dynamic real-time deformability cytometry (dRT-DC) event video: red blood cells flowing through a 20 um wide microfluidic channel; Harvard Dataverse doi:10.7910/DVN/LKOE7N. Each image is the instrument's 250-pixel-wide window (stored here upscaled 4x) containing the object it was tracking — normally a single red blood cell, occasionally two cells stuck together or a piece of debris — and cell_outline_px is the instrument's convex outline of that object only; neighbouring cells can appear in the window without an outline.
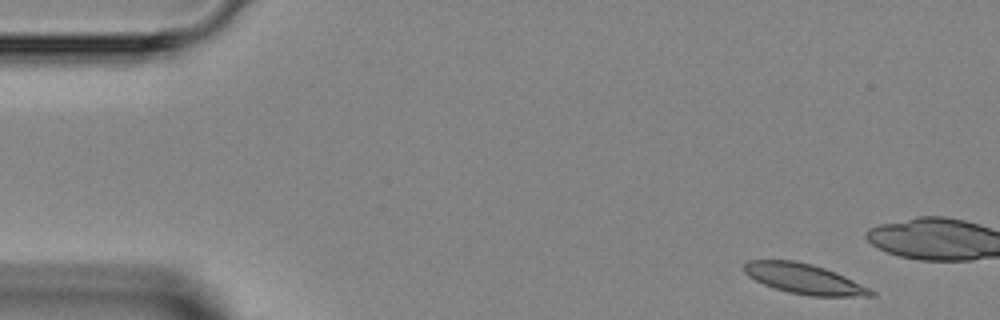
{"species": "Egyptian fruit bat (a non-hibernating species)", "species_latin": "Rousettus aegyptiacus", "temperature_condition": "room temperature", "stored_images_in_passage": 4, "camera_frame_rate_fps": 3000, "um_per_image_px": 0.085, "animal": {"sex": "female"}, "frame": {"image": 1, "passage_image": 1, "time_ms": 0.0, "image_size_px": [1000, 320], "cell_outline_px": [[876, 296], [808, 296], [788, 292], [764, 284], [748, 276], [744, 272], [744, 264], [748, 260], [796, 260], [812, 264], [836, 272], [876, 292]], "centroid_in_image_um": [68.34, 23.7], "position_along_channel_um": 16.7, "area_um2": 22.14}}